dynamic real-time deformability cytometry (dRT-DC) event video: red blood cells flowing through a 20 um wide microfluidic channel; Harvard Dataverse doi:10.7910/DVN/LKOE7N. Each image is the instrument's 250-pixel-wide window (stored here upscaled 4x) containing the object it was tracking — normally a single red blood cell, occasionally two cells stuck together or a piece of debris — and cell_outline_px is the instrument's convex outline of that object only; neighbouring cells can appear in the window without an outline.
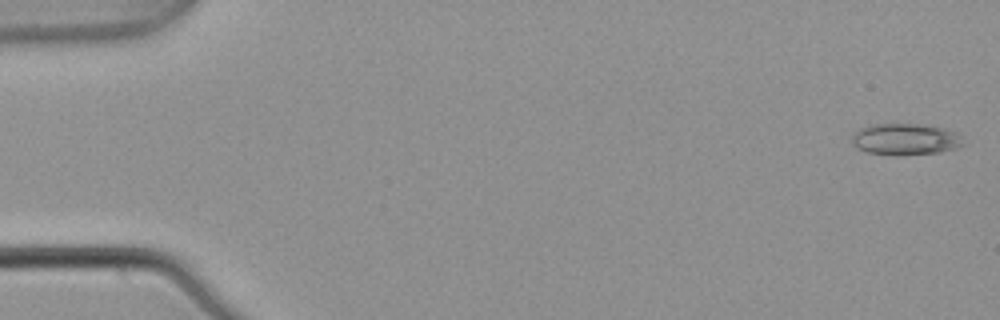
{"species": "common noctule bat (a hibernating species)", "species_latin": "Nyctalus noctula", "temperature_condition": "warm", "stored_images_in_passage": 5, "camera_frame_rate_fps": 3000, "um_per_image_px": 0.085, "animal": {"sex": "male", "body_mass_g": 21.5, "forearm_length_mm": 52.0}, "frame": {"image": 1, "passage_image": 1, "time_ms": 0.0, "image_size_px": [1000, 320], "cell_outline_px": [[964, 144], [956, 148], [940, 152], [900, 156], [868, 152], [856, 148], [852, 144], [852, 132], [860, 128], [872, 124], [924, 124], [944, 128], [956, 132], [964, 136]], "centroid_in_image_um": [76.97, 11.83], "position_along_channel_um": 8.0, "area_um2": 20.87}}
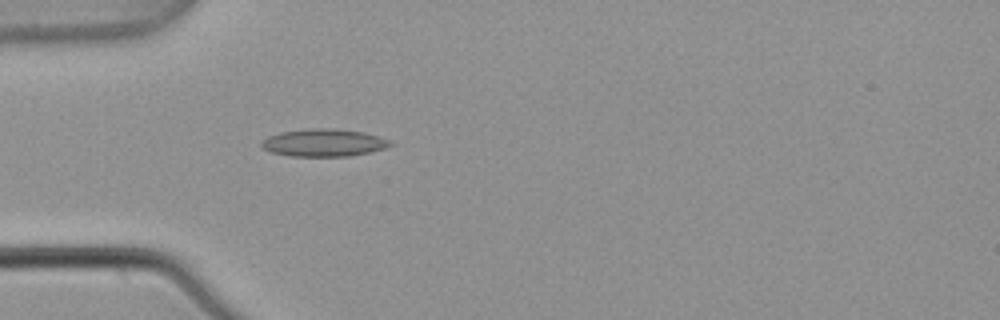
{"frame": {"image": 2, "passage_image": 5, "time_ms": 1.333, "image_size_px": [1000, 320], "cell_outline_px": [[392, 144], [384, 148], [368, 152], [348, 156], [288, 156], [272, 152], [264, 148], [260, 144], [268, 136], [280, 132], [312, 128], [332, 128], [364, 132], [380, 136], [388, 140]], "centroid_in_image_um": [27.51, 12.12], "position_along_channel_um": 57.5, "area_um2": 20.46}}